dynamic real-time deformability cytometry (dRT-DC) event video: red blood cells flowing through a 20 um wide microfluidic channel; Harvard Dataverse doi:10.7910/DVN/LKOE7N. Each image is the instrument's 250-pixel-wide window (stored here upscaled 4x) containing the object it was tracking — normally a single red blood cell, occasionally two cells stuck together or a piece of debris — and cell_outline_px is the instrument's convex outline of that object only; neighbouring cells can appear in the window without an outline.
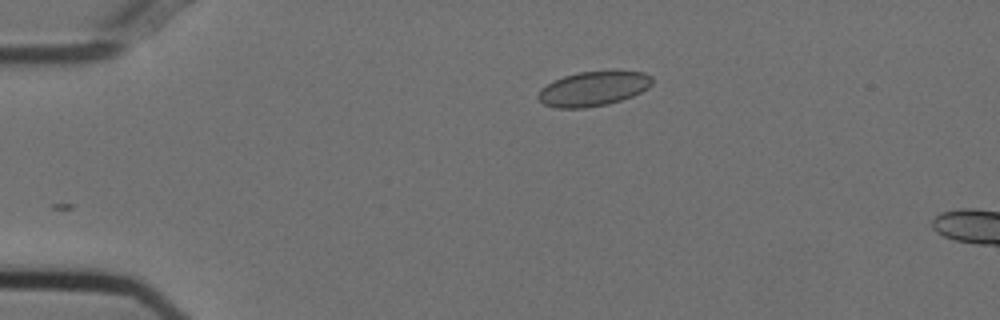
{"species": "Egyptian fruit bat (a non-hibernating species)", "species_latin": "Rousettus aegyptiacus", "temperature_condition": "cold", "stored_images_in_passage": 4, "camera_frame_rate_fps": 3000, "um_per_image_px": 0.085, "animal": {"sex": "female"}, "frame": {"image": 1, "passage_image": 1, "time_ms": 0.0, "image_size_px": [1000, 320], "cell_outline_px": [[652, 84], [648, 88], [632, 96], [608, 104], [584, 108], [556, 108], [544, 104], [536, 96], [540, 88], [552, 80], [564, 76], [580, 72], [644, 72], [652, 76]], "centroid_in_image_um": [50.39, 7.55], "position_along_channel_um": 34.6, "area_um2": 22.83}}